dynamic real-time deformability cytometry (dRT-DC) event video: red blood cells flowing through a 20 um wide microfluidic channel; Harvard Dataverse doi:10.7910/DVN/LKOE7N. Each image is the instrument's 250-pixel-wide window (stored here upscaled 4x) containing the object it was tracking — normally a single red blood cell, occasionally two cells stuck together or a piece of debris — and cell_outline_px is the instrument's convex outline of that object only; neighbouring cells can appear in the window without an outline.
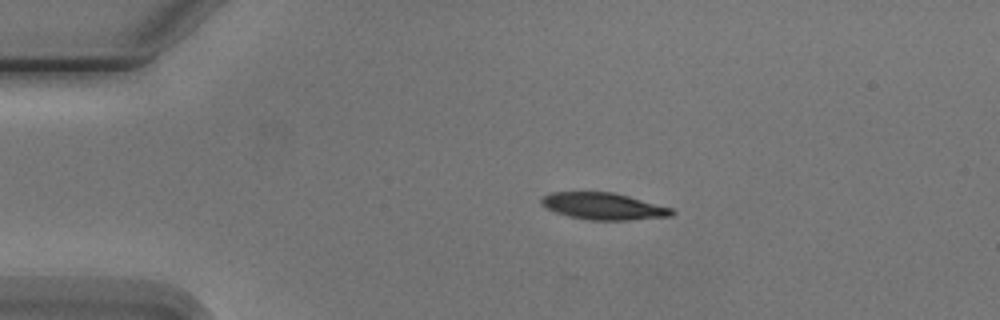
{"species": "Egyptian fruit bat (a non-hibernating species)", "species_latin": "Rousettus aegyptiacus", "temperature_condition": "cold", "stored_images_in_passage": 3, "camera_frame_rate_fps": 3000, "um_per_image_px": 0.085, "animal": {"sex": "male"}, "frame": {"image": 1, "passage_image": 1, "time_ms": 0.0, "image_size_px": [1000, 320], "cell_outline_px": [[676, 212], [672, 216], [628, 220], [588, 220], [568, 216], [556, 212], [548, 208], [540, 200], [544, 196], [552, 192], [612, 192], [628, 196], [672, 208]], "centroid_in_image_um": [51.33, 17.53], "position_along_channel_um": 33.7, "area_um2": 20.17}}